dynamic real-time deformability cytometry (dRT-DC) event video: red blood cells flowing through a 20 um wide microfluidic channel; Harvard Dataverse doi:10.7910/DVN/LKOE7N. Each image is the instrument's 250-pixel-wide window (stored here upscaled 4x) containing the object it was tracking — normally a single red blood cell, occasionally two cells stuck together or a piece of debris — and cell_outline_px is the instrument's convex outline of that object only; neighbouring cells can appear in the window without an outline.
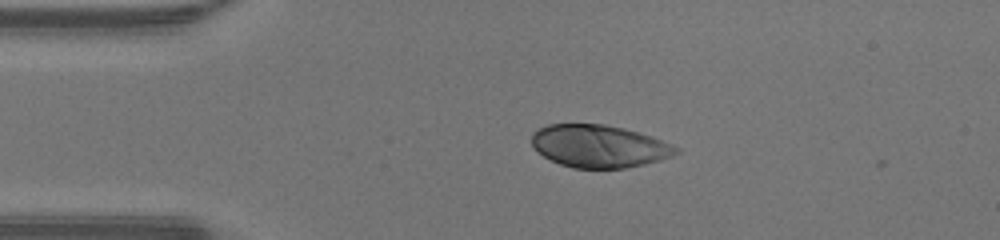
{"species": "human", "species_latin": "Homo sapiens", "temperature_condition": "warm", "stored_images_in_passage": 38, "camera_frame_rate_fps": 3000, "um_per_image_px": 0.085, "donor": {"sex": "male"}, "frame": {"image": 1, "passage_image": 1, "time_ms": 0.0, "image_size_px": [1000, 240], "cell_outline_px": [[680, 152], [672, 156], [660, 160], [644, 164], [624, 168], [572, 168], [560, 164], [536, 152], [532, 144], [532, 136], [540, 128], [548, 124], [604, 124], [624, 128], [640, 132], [652, 136], [672, 144], [680, 148]], "centroid_in_image_um": [50.95, 12.42], "position_along_channel_um": 34.0, "area_um2": 35.89}}
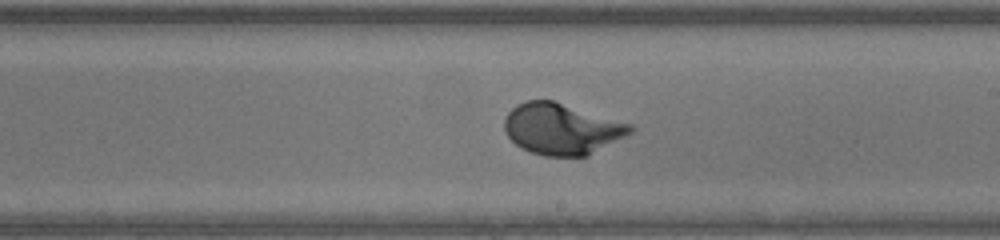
{"frame": {"image": 2, "passage_image": 18, "time_ms": 5.667, "image_size_px": [1000, 240], "cell_outline_px": [[636, 128], [632, 132], [588, 156], [544, 156], [520, 148], [508, 136], [504, 128], [504, 120], [508, 112], [516, 104], [528, 100], [552, 100], [632, 124]], "centroid_in_image_um": [47.74, 10.96], "position_along_channel_um": 241.3, "area_um2": 37.45}}
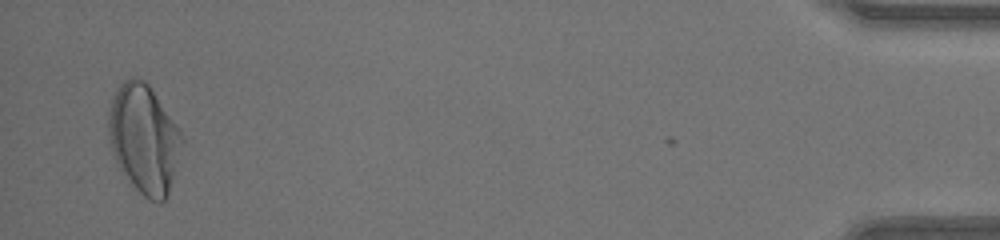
{"frame": {"image": 3, "passage_image": 37, "time_ms": 12.0, "image_size_px": [1000, 240], "cell_outline_px": [[184, 144], [168, 192], [164, 200], [160, 204], [148, 200], [132, 184], [120, 168], [112, 152], [108, 140], [108, 112], [116, 88], [124, 80], [132, 76], [136, 76], [144, 80], [148, 84], [176, 124], [184, 136]], "centroid_in_image_um": [12.24, 11.78], "position_along_channel_um": 423.0, "area_um2": 46.59}, "authors_computed_cell_mechanics": {"area_um2": 37.7145, "velocity_mm_per_s": 4.322, "shape_relaxation_time_tau1_ms": 2.5791, "shape_relaxation_time_tau2_ms": null, "deformation_change_tau1": 0.1949, "deformation_change_tau2": null}}